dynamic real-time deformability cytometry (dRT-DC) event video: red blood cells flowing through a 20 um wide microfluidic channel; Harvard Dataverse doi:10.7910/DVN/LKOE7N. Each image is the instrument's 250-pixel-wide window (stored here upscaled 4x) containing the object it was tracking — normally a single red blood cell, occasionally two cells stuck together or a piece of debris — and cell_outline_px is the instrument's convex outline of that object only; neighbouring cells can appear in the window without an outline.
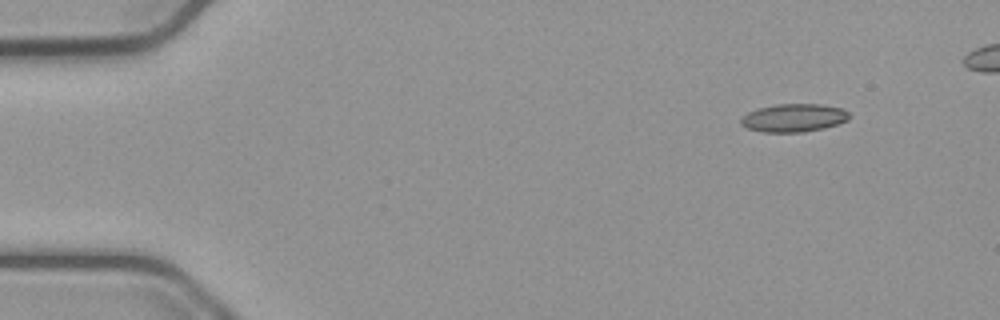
{"species": "common noctule bat (a hibernating species)", "species_latin": "Nyctalus noctula", "temperature_condition": "cold", "stored_images_in_passage": 27, "camera_frame_rate_fps": 3000, "um_per_image_px": 0.085, "animal": {"sex": "male", "body_mass_g": 23.1, "forearm_length_mm": 52.7}, "frame": {"image": 1, "passage_image": 1, "time_ms": 0.0, "image_size_px": [1000, 320], "cell_outline_px": [[852, 116], [848, 120], [824, 128], [804, 132], [764, 132], [748, 128], [740, 124], [740, 120], [748, 112], [756, 108], [776, 104], [820, 104], [844, 108]], "centroid_in_image_um": [67.49, 10.01], "position_along_channel_um": 17.5, "area_um2": 17.86}}